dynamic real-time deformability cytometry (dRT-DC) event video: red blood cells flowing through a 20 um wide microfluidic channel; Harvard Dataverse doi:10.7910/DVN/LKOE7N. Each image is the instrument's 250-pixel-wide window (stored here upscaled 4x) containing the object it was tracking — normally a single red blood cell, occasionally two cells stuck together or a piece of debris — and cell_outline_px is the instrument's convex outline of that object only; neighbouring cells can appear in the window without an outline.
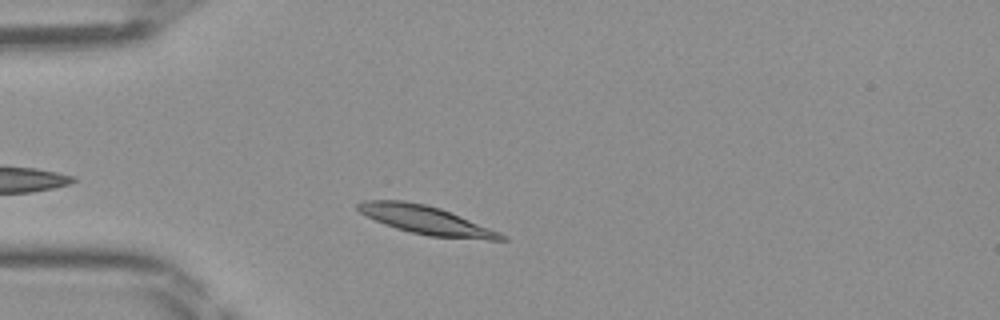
{"species": "Egyptian fruit bat (a non-hibernating species)", "species_latin": "Rousettus aegyptiacus", "temperature_condition": "room temperature", "stored_images_in_passage": 35, "camera_frame_rate_fps": 3000, "um_per_image_px": 0.085, "frame": {"image": 1, "passage_image": 6, "time_ms": 1.667, "image_size_px": [1000, 320], "cell_outline_px": [[508, 240], [488, 240], [428, 236], [396, 228], [384, 224], [360, 212], [356, 208], [356, 204], [364, 200], [404, 200], [424, 204], [440, 208], [500, 232], [508, 236]], "centroid_in_image_um": [36.24, 18.71], "position_along_channel_um": 48.8, "area_um2": 23.58}}
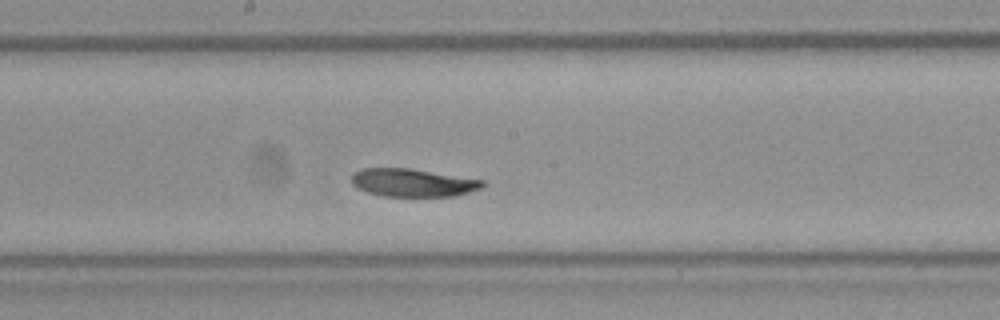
{"frame": {"image": 2, "passage_image": 19, "time_ms": 6.0, "image_size_px": [1000, 320], "cell_outline_px": [[484, 184], [480, 188], [468, 192], [452, 196], [384, 196], [368, 192], [356, 188], [352, 184], [352, 176], [360, 168], [408, 168], [484, 180]], "centroid_in_image_um": [35.05, 15.52], "position_along_channel_um": 213.2, "area_um2": 21.1}}
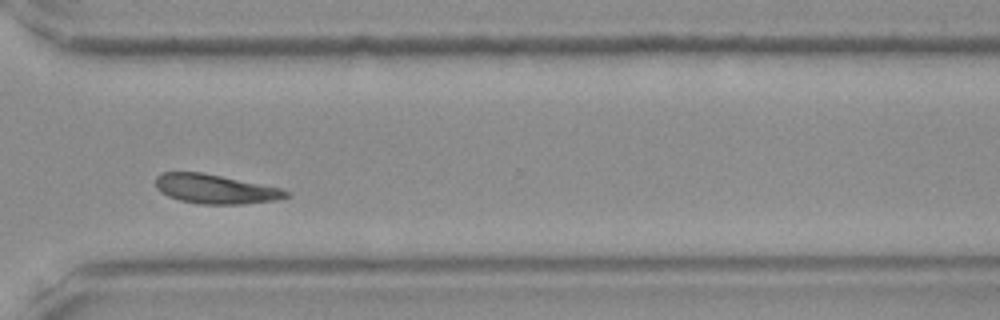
{"frame": {"image": 3, "passage_image": 29, "time_ms": 9.333, "image_size_px": [1000, 320], "cell_outline_px": [[292, 196], [276, 200], [240, 204], [200, 204], [180, 200], [168, 196], [160, 192], [156, 188], [156, 176], [160, 172], [204, 172], [280, 188], [292, 192]], "centroid_in_image_um": [18.31, 16.06], "position_along_channel_um": 352.3, "area_um2": 22.43}}